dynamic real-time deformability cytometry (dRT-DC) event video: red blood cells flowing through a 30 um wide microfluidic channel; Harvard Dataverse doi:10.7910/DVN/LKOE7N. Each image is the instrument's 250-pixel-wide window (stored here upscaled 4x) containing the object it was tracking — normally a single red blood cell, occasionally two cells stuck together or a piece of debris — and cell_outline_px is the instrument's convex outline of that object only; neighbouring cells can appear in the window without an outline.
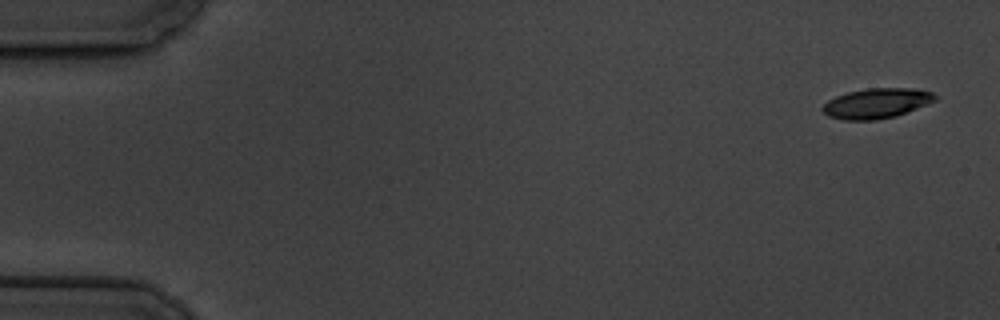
{"species": "common noctule bat (a hibernating species)", "species_latin": "Nyctalus noctula", "temperature_condition": "cold", "stored_images_in_passage": 4, "camera_frame_rate_fps": 3000, "um_per_image_px": 0.085, "animal": {"sex": "male", "body_mass_g": 19.5, "forearm_length_mm": 54.6}, "frame": {"image": 1, "passage_image": 1, "time_ms": 0.0, "image_size_px": [1000, 320], "cell_outline_px": [[936, 100], [896, 116], [876, 120], [844, 120], [828, 116], [820, 108], [828, 100], [836, 96], [848, 92], [868, 88], [916, 88], [932, 92], [936, 96]], "centroid_in_image_um": [74.49, 8.78], "position_along_channel_um": 10.5, "area_um2": 19.65}}